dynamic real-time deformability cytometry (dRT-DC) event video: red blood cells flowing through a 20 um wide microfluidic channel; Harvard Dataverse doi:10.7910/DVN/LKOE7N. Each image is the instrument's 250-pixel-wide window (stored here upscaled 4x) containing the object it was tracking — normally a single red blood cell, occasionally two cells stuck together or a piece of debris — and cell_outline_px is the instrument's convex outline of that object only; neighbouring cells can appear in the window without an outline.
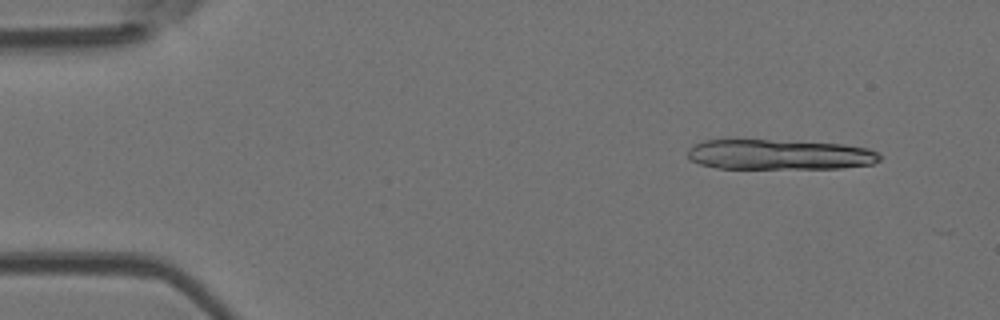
{"species": "Egyptian fruit bat (a non-hibernating species)", "species_latin": "Rousettus aegyptiacus", "temperature_condition": "room temperature", "stored_images_in_passage": 6, "camera_frame_rate_fps": 3000, "um_per_image_px": 0.085, "animal": {"sex": "female"}, "frame": {"image": 1, "passage_image": 1, "time_ms": 0.0, "image_size_px": [1000, 320], "cell_outline_px": [[880, 160], [872, 164], [840, 168], [716, 168], [700, 164], [692, 160], [688, 156], [688, 148], [692, 144], [704, 140], [768, 140], [844, 144], [868, 148], [880, 152]], "centroid_in_image_um": [66.26, 13.14], "position_along_channel_um": 18.7, "area_um2": 33.81}}